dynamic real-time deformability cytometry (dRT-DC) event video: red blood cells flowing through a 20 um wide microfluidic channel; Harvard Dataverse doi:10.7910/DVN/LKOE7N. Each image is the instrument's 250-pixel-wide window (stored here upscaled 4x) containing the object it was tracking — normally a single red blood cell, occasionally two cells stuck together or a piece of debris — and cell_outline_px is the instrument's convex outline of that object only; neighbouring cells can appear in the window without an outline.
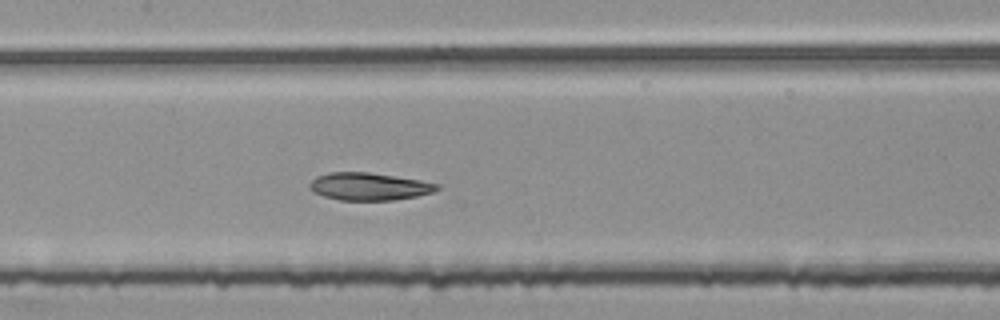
{"species": "common noctule bat (a hibernating species)", "species_latin": "Nyctalus noctula", "temperature_condition": "room temperature", "stored_images_in_passage": 47, "camera_frame_rate_fps": 3000, "um_per_image_px": 0.085, "animal": {"sex": "female", "body_mass_g": 25.1}, "frame": {"image": 1, "passage_image": 22, "time_ms": 7.0, "image_size_px": [1000, 320], "cell_outline_px": [[440, 188], [432, 192], [416, 196], [392, 200], [340, 200], [324, 196], [312, 192], [308, 188], [308, 184], [316, 176], [328, 172], [368, 172], [420, 180], [440, 184]], "centroid_in_image_um": [31.33, 15.84], "position_along_channel_um": 176.1, "area_um2": 20.46}}
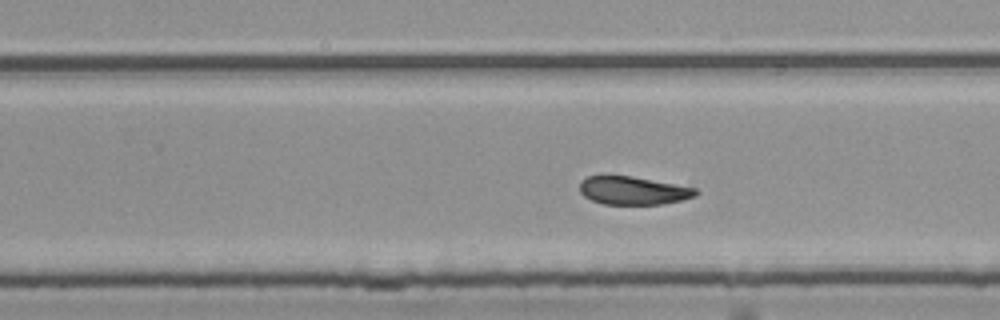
{"frame": {"image": 2, "passage_image": 30, "time_ms": 9.667, "image_size_px": [1000, 320], "cell_outline_px": [[700, 192], [696, 196], [684, 200], [660, 204], [604, 204], [592, 200], [584, 196], [580, 192], [580, 180], [588, 176], [632, 176], [696, 188]], "centroid_in_image_um": [53.84, 16.2], "position_along_channel_um": 276.0, "area_um2": 19.02}}
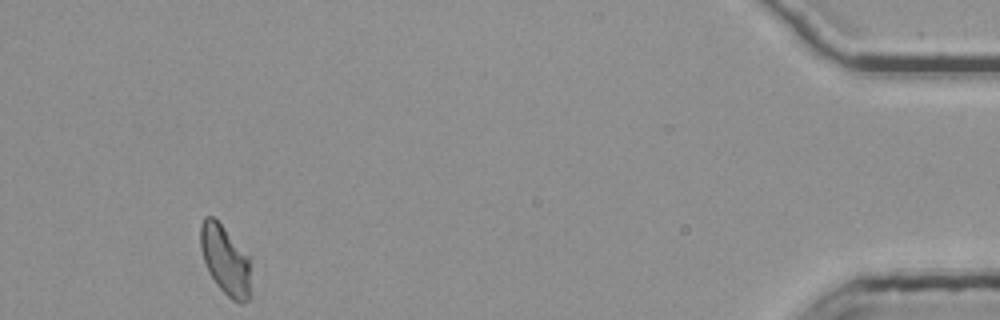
{"frame": {"image": 3, "passage_image": 47, "time_ms": 15.333, "image_size_px": [1000, 320], "cell_outline_px": [[252, 296], [244, 304], [240, 304], [232, 300], [216, 284], [208, 272], [200, 248], [200, 224], [204, 216], [212, 216], [224, 228], [248, 256]], "centroid_in_image_um": [19.15, 22.16], "position_along_channel_um": 416.0, "area_um2": 20.4}, "authors_computed_cell_mechanics": {"area_um2": 20.808, "velocity_mm_per_s": 3.7698, "shape_relaxation_time_tau1_ms": null, "shape_relaxation_time_tau2_ms": 2.2189, "deformation_change_tau1": null, "deformation_change_tau2": 0.0828}}